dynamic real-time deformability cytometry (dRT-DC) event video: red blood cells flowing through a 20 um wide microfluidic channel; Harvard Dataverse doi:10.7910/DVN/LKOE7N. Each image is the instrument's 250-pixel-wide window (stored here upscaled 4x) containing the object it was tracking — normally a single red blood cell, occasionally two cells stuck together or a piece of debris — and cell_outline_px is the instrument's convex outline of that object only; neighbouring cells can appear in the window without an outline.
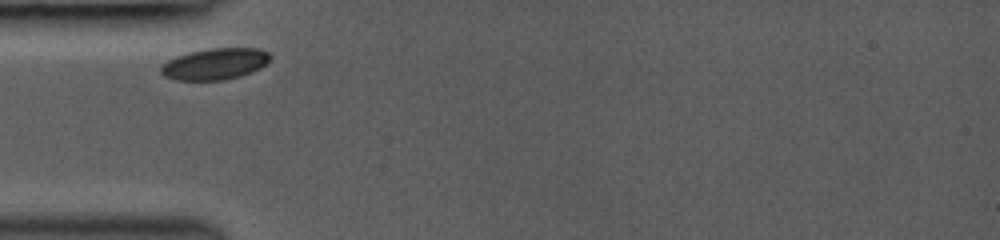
{"species": "common noctule bat (a hibernating species)", "species_latin": "Nyctalus noctula", "temperature_condition": "room temperature", "stored_images_in_passage": 7, "camera_frame_rate_fps": 3000, "um_per_image_px": 0.085, "animal": {"sex": "female", "body_mass_g": 19.0, "forearm_length_mm": 53.3}, "frame": {"image": 1, "passage_image": 1, "time_ms": 0.0, "image_size_px": [1000, 240], "cell_outline_px": [[272, 60], [260, 68], [252, 72], [240, 76], [224, 80], [176, 80], [164, 76], [160, 72], [160, 68], [168, 60], [176, 56], [188, 52], [208, 48], [260, 48], [268, 52], [272, 56]], "centroid_in_image_um": [18.31, 5.42], "position_along_channel_um": 66.7, "area_um2": 20.23}}
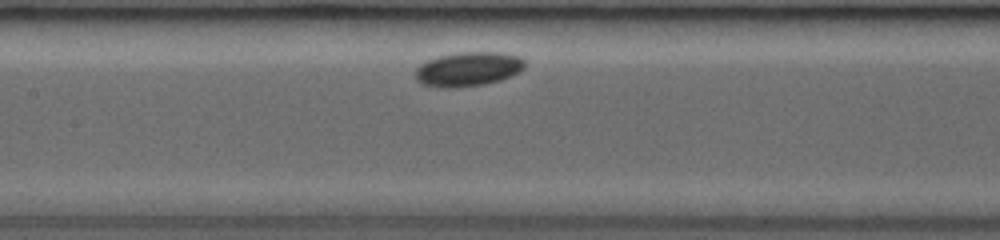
{"frame": {"image": 2, "passage_image": 5, "time_ms": 2.667, "image_size_px": [1000, 240], "cell_outline_px": [[524, 68], [520, 72], [500, 80], [484, 84], [456, 88], [440, 88], [420, 84], [416, 80], [416, 68], [420, 64], [428, 60], [440, 56], [456, 52], [504, 52], [520, 56], [524, 60]], "centroid_in_image_um": [39.79, 5.87], "position_along_channel_um": 167.6, "area_um2": 22.14}}
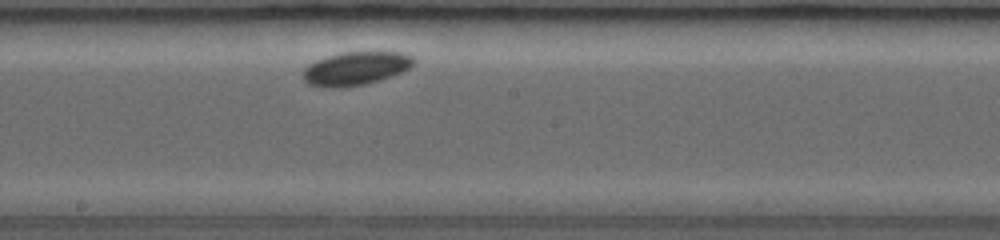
{"frame": {"image": 3, "passage_image": 7, "time_ms": 4.0, "image_size_px": [1000, 240], "cell_outline_px": [[416, 64], [412, 68], [380, 80], [364, 84], [340, 88], [324, 88], [308, 84], [300, 76], [304, 68], [308, 64], [324, 56], [344, 52], [400, 52], [412, 56], [416, 60]], "centroid_in_image_um": [30.21, 5.82], "position_along_channel_um": 218.0, "area_um2": 22.02}}